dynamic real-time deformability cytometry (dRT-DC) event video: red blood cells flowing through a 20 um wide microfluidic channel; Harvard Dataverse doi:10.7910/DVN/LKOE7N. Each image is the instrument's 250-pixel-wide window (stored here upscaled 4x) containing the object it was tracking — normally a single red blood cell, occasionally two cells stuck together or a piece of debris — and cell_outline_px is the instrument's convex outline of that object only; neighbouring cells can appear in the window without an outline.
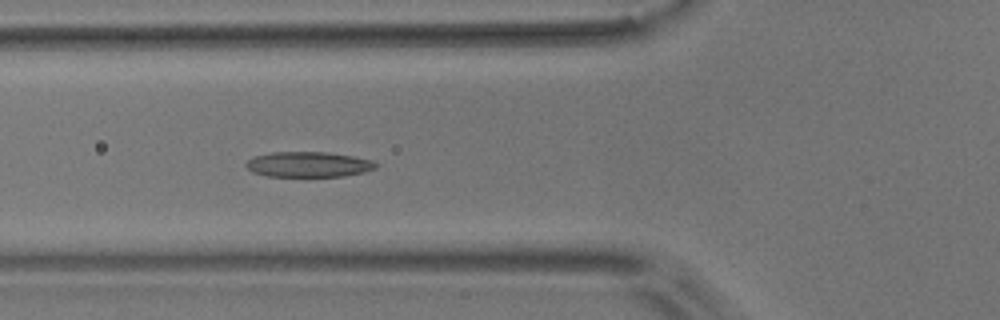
{"species": "common noctule bat (a hibernating species)", "species_latin": "Nyctalus noctula", "temperature_condition": "room temperature", "stored_images_in_passage": 3, "camera_frame_rate_fps": 3000, "um_per_image_px": 0.085, "animal": {"sex": "male", "body_mass_g": 17.9}, "frame": {"image": 1, "passage_image": 3, "time_ms": 2.333, "image_size_px": [1000, 320], "cell_outline_px": [[380, 164], [376, 168], [364, 172], [344, 176], [268, 176], [252, 172], [244, 164], [252, 156], [272, 152], [328, 152], [352, 156], [372, 160]], "centroid_in_image_um": [26.22, 13.97], "position_along_channel_um": 99.6, "area_um2": 19.25}}